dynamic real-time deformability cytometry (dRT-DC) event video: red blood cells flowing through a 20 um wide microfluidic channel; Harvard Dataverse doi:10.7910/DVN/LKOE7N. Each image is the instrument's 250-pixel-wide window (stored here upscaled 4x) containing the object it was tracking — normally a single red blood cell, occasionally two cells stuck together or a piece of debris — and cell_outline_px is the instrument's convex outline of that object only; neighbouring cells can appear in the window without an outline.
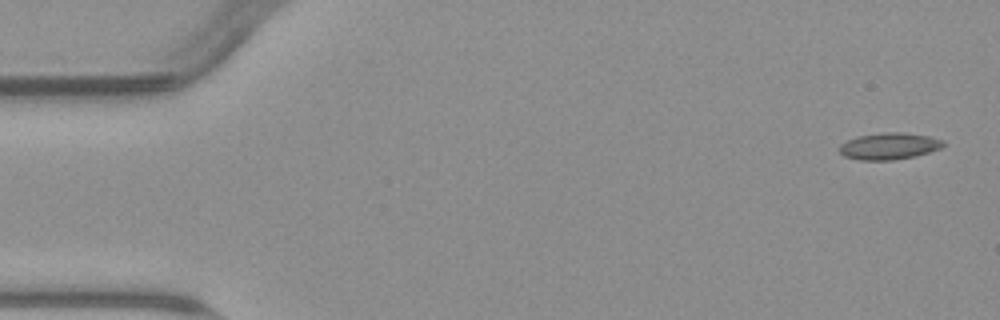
{"species": "common noctule bat (a hibernating species)", "species_latin": "Nyctalus noctula", "temperature_condition": "warm", "stored_images_in_passage": 3, "camera_frame_rate_fps": 3000, "um_per_image_px": 0.085, "animal": {"sex": "male", "body_mass_g": 23.1, "forearm_length_mm": 52.7}, "frame": {"image": 1, "passage_image": 1, "time_ms": 0.0, "image_size_px": [1000, 320], "cell_outline_px": [[944, 144], [940, 148], [916, 156], [892, 160], [860, 160], [844, 156], [840, 152], [840, 144], [848, 140], [860, 136], [884, 132], [904, 132], [928, 136], [944, 140]], "centroid_in_image_um": [75.58, 12.42], "position_along_channel_um": 9.4, "area_um2": 16.01}}